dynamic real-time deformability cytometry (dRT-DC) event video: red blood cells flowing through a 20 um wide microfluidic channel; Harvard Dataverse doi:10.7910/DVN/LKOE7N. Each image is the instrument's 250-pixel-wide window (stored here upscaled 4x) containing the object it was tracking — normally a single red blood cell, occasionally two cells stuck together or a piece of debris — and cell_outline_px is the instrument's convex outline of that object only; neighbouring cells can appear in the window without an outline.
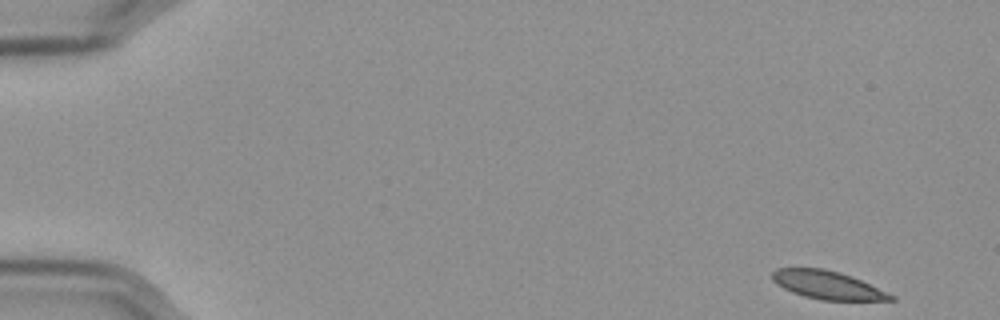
{"species": "Egyptian fruit bat (a non-hibernating species)", "species_latin": "Rousettus aegyptiacus", "temperature_condition": "cold", "stored_images_in_passage": 55, "camera_frame_rate_fps": 3000, "um_per_image_px": 0.085, "frame": {"image": 1, "passage_image": 1, "time_ms": 0.0, "image_size_px": [1000, 320], "cell_outline_px": [[896, 300], [820, 300], [804, 296], [792, 292], [776, 284], [772, 280], [772, 272], [776, 268], [824, 268], [840, 272], [852, 276], [896, 296]], "centroid_in_image_um": [70.33, 24.22], "position_along_channel_um": 14.7, "area_um2": 19.48}}
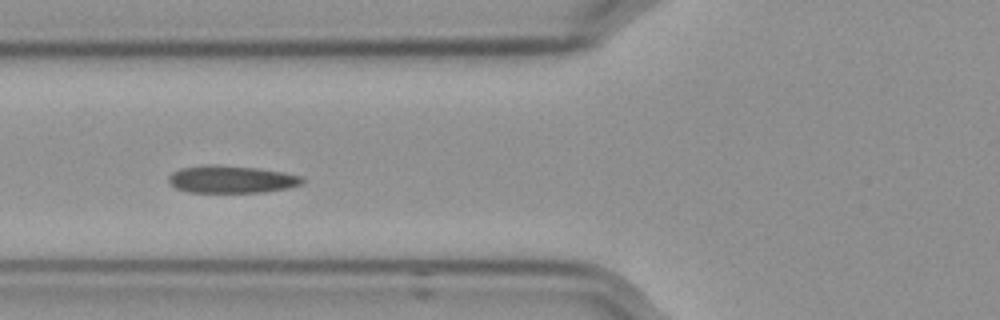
{"frame": {"image": 2, "passage_image": 20, "time_ms": 6.333, "image_size_px": [1000, 320], "cell_outline_px": [[304, 184], [288, 188], [264, 192], [188, 192], [176, 188], [168, 184], [168, 176], [172, 172], [180, 168], [208, 164], [216, 164], [256, 168], [304, 176]], "centroid_in_image_um": [19.65, 15.24], "position_along_channel_um": 106.1, "area_um2": 21.56}}
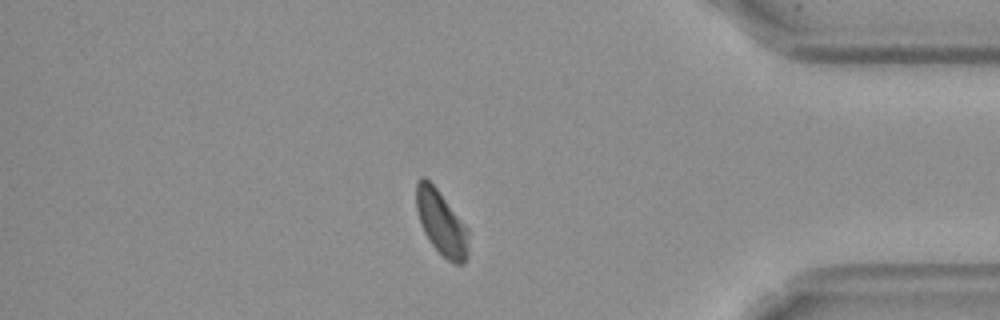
{"frame": {"image": 3, "passage_image": 47, "time_ms": 15.333, "image_size_px": [1000, 320], "cell_outline_px": [[468, 256], [460, 264], [456, 264], [448, 260], [432, 244], [424, 232], [416, 208], [416, 184], [420, 176], [424, 176], [436, 188], [468, 228]], "centroid_in_image_um": [37.51, 18.92], "position_along_channel_um": 397.7, "area_um2": 19.25}, "authors_computed_cell_mechanics": {"area_um2": 21.097, "velocity_mm_per_s": 3.5374, "shape_relaxation_time_tau1_ms": 9.6717, "shape_relaxation_time_tau2_ms": 1.7236, "deformation_change_tau1": 0.1613, "deformation_change_tau2": 0.0746}}